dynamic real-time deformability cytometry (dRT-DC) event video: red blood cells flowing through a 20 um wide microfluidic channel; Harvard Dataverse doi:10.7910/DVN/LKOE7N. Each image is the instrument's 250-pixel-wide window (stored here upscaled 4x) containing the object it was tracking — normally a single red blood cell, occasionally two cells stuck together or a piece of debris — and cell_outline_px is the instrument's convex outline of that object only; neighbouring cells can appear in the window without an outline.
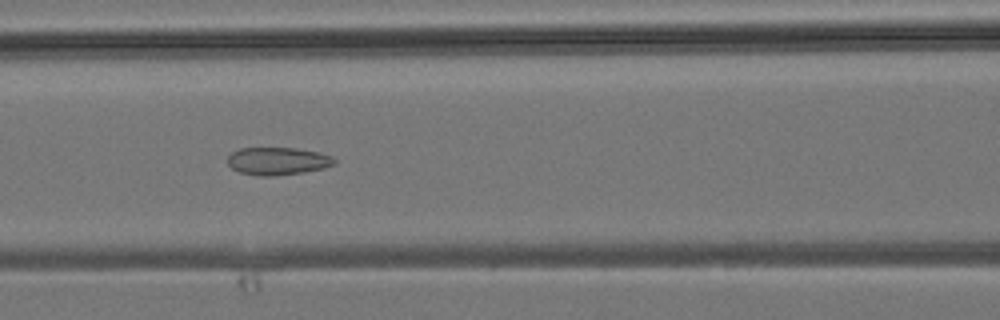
{"species": "common noctule bat (a hibernating species)", "species_latin": "Nyctalus noctula", "temperature_condition": "room temperature", "stored_images_in_passage": 39, "camera_frame_rate_fps": 3000, "um_per_image_px": 0.085, "animal": {"sex": "male", "body_mass_g": 19.2, "forearm_length_mm": 51.8}, "frame": {"image": 1, "passage_image": 14, "time_ms": 4.333, "image_size_px": [1000, 320], "cell_outline_px": [[336, 164], [324, 168], [304, 172], [272, 176], [256, 176], [240, 172], [232, 168], [228, 164], [228, 156], [232, 152], [240, 148], [296, 148], [320, 152], [332, 156], [336, 160]], "centroid_in_image_um": [23.62, 13.69], "position_along_channel_um": 143.0, "area_um2": 17.34}}
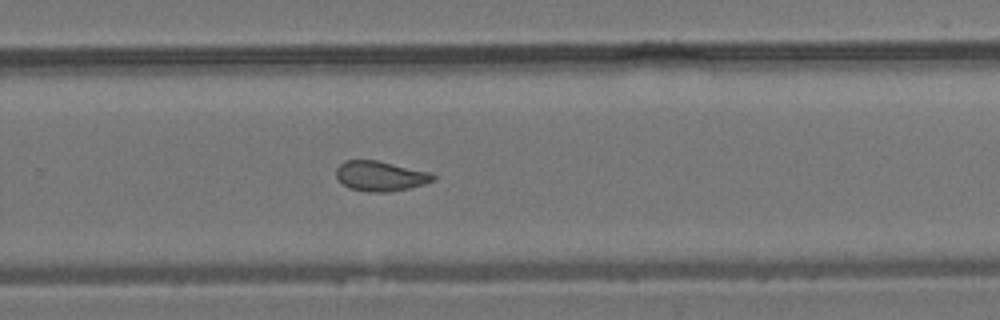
{"frame": {"image": 2, "passage_image": 24, "time_ms": 7.667, "image_size_px": [1000, 320], "cell_outline_px": [[436, 180], [424, 184], [408, 188], [388, 192], [368, 192], [348, 188], [336, 176], [336, 168], [344, 160], [376, 160], [428, 172], [436, 176]], "centroid_in_image_um": [32.31, 14.97], "position_along_channel_um": 297.5, "area_um2": 16.82}}
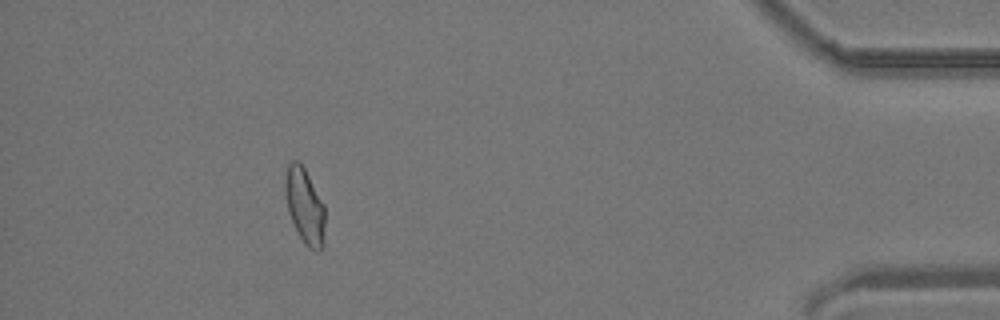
{"frame": {"image": 3, "passage_image": 35, "time_ms": 11.333, "image_size_px": [1000, 320], "cell_outline_px": [[324, 244], [320, 248], [308, 248], [304, 244], [288, 212], [284, 192], [284, 184], [288, 164], [292, 160], [296, 160], [304, 168], [324, 204]], "centroid_in_image_um": [25.88, 17.48], "position_along_channel_um": 409.3, "area_um2": 17.22}}